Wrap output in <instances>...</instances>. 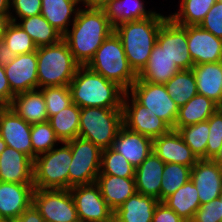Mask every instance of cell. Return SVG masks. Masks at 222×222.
Instances as JSON below:
<instances>
[{
    "mask_svg": "<svg viewBox=\"0 0 222 222\" xmlns=\"http://www.w3.org/2000/svg\"><path fill=\"white\" fill-rule=\"evenodd\" d=\"M114 32V26L103 8L81 5L71 28L63 35L75 61L86 66L103 41Z\"/></svg>",
    "mask_w": 222,
    "mask_h": 222,
    "instance_id": "cell-1",
    "label": "cell"
},
{
    "mask_svg": "<svg viewBox=\"0 0 222 222\" xmlns=\"http://www.w3.org/2000/svg\"><path fill=\"white\" fill-rule=\"evenodd\" d=\"M168 18V15L155 12L145 19L124 22L114 27V32L122 42L129 66L137 76L146 67L157 43L158 31Z\"/></svg>",
    "mask_w": 222,
    "mask_h": 222,
    "instance_id": "cell-2",
    "label": "cell"
},
{
    "mask_svg": "<svg viewBox=\"0 0 222 222\" xmlns=\"http://www.w3.org/2000/svg\"><path fill=\"white\" fill-rule=\"evenodd\" d=\"M73 103L79 108H122L125 90L87 66H79L69 84Z\"/></svg>",
    "mask_w": 222,
    "mask_h": 222,
    "instance_id": "cell-3",
    "label": "cell"
},
{
    "mask_svg": "<svg viewBox=\"0 0 222 222\" xmlns=\"http://www.w3.org/2000/svg\"><path fill=\"white\" fill-rule=\"evenodd\" d=\"M36 55L38 89L69 86L80 66L63 39L54 45L37 47Z\"/></svg>",
    "mask_w": 222,
    "mask_h": 222,
    "instance_id": "cell-4",
    "label": "cell"
},
{
    "mask_svg": "<svg viewBox=\"0 0 222 222\" xmlns=\"http://www.w3.org/2000/svg\"><path fill=\"white\" fill-rule=\"evenodd\" d=\"M86 66L117 83L126 92L137 80V75L129 66L122 42L115 32L103 41Z\"/></svg>",
    "mask_w": 222,
    "mask_h": 222,
    "instance_id": "cell-5",
    "label": "cell"
},
{
    "mask_svg": "<svg viewBox=\"0 0 222 222\" xmlns=\"http://www.w3.org/2000/svg\"><path fill=\"white\" fill-rule=\"evenodd\" d=\"M123 126L122 108H80L78 136L101 149L109 148Z\"/></svg>",
    "mask_w": 222,
    "mask_h": 222,
    "instance_id": "cell-6",
    "label": "cell"
},
{
    "mask_svg": "<svg viewBox=\"0 0 222 222\" xmlns=\"http://www.w3.org/2000/svg\"><path fill=\"white\" fill-rule=\"evenodd\" d=\"M63 145V146H62ZM38 155L33 166V186L38 189H68L71 149L66 142Z\"/></svg>",
    "mask_w": 222,
    "mask_h": 222,
    "instance_id": "cell-7",
    "label": "cell"
},
{
    "mask_svg": "<svg viewBox=\"0 0 222 222\" xmlns=\"http://www.w3.org/2000/svg\"><path fill=\"white\" fill-rule=\"evenodd\" d=\"M66 143L70 146L72 155L68 172V189L94 183L100 173L102 149L79 136Z\"/></svg>",
    "mask_w": 222,
    "mask_h": 222,
    "instance_id": "cell-8",
    "label": "cell"
},
{
    "mask_svg": "<svg viewBox=\"0 0 222 222\" xmlns=\"http://www.w3.org/2000/svg\"><path fill=\"white\" fill-rule=\"evenodd\" d=\"M32 204L45 222H80L69 189L34 188Z\"/></svg>",
    "mask_w": 222,
    "mask_h": 222,
    "instance_id": "cell-9",
    "label": "cell"
},
{
    "mask_svg": "<svg viewBox=\"0 0 222 222\" xmlns=\"http://www.w3.org/2000/svg\"><path fill=\"white\" fill-rule=\"evenodd\" d=\"M128 92L145 106L148 112H153L172 129L175 127L179 107L168 95L164 84L142 81L137 77Z\"/></svg>",
    "mask_w": 222,
    "mask_h": 222,
    "instance_id": "cell-10",
    "label": "cell"
},
{
    "mask_svg": "<svg viewBox=\"0 0 222 222\" xmlns=\"http://www.w3.org/2000/svg\"><path fill=\"white\" fill-rule=\"evenodd\" d=\"M123 126L152 140L168 133L172 128L153 112L141 105L128 91L122 103Z\"/></svg>",
    "mask_w": 222,
    "mask_h": 222,
    "instance_id": "cell-11",
    "label": "cell"
},
{
    "mask_svg": "<svg viewBox=\"0 0 222 222\" xmlns=\"http://www.w3.org/2000/svg\"><path fill=\"white\" fill-rule=\"evenodd\" d=\"M69 190L80 222H113L114 212L107 205L95 182L73 186Z\"/></svg>",
    "mask_w": 222,
    "mask_h": 222,
    "instance_id": "cell-12",
    "label": "cell"
},
{
    "mask_svg": "<svg viewBox=\"0 0 222 222\" xmlns=\"http://www.w3.org/2000/svg\"><path fill=\"white\" fill-rule=\"evenodd\" d=\"M31 126L10 106L0 109V136L6 146L20 151L33 160Z\"/></svg>",
    "mask_w": 222,
    "mask_h": 222,
    "instance_id": "cell-13",
    "label": "cell"
},
{
    "mask_svg": "<svg viewBox=\"0 0 222 222\" xmlns=\"http://www.w3.org/2000/svg\"><path fill=\"white\" fill-rule=\"evenodd\" d=\"M157 43L182 69H192L193 60L188 50L187 26H180L168 18L158 31Z\"/></svg>",
    "mask_w": 222,
    "mask_h": 222,
    "instance_id": "cell-14",
    "label": "cell"
},
{
    "mask_svg": "<svg viewBox=\"0 0 222 222\" xmlns=\"http://www.w3.org/2000/svg\"><path fill=\"white\" fill-rule=\"evenodd\" d=\"M187 42L194 65L222 61V39L199 25L187 26Z\"/></svg>",
    "mask_w": 222,
    "mask_h": 222,
    "instance_id": "cell-15",
    "label": "cell"
},
{
    "mask_svg": "<svg viewBox=\"0 0 222 222\" xmlns=\"http://www.w3.org/2000/svg\"><path fill=\"white\" fill-rule=\"evenodd\" d=\"M201 205L218 199L222 192V167L212 159H199L191 168Z\"/></svg>",
    "mask_w": 222,
    "mask_h": 222,
    "instance_id": "cell-16",
    "label": "cell"
},
{
    "mask_svg": "<svg viewBox=\"0 0 222 222\" xmlns=\"http://www.w3.org/2000/svg\"><path fill=\"white\" fill-rule=\"evenodd\" d=\"M4 69L11 91L15 95L38 89L36 51L16 55Z\"/></svg>",
    "mask_w": 222,
    "mask_h": 222,
    "instance_id": "cell-17",
    "label": "cell"
},
{
    "mask_svg": "<svg viewBox=\"0 0 222 222\" xmlns=\"http://www.w3.org/2000/svg\"><path fill=\"white\" fill-rule=\"evenodd\" d=\"M152 150L165 164L176 163L192 168L199 160L174 129L153 139Z\"/></svg>",
    "mask_w": 222,
    "mask_h": 222,
    "instance_id": "cell-18",
    "label": "cell"
},
{
    "mask_svg": "<svg viewBox=\"0 0 222 222\" xmlns=\"http://www.w3.org/2000/svg\"><path fill=\"white\" fill-rule=\"evenodd\" d=\"M33 184L0 181V217L4 222L16 220L31 204Z\"/></svg>",
    "mask_w": 222,
    "mask_h": 222,
    "instance_id": "cell-19",
    "label": "cell"
},
{
    "mask_svg": "<svg viewBox=\"0 0 222 222\" xmlns=\"http://www.w3.org/2000/svg\"><path fill=\"white\" fill-rule=\"evenodd\" d=\"M33 166L27 155L6 146L0 153V181L33 184Z\"/></svg>",
    "mask_w": 222,
    "mask_h": 222,
    "instance_id": "cell-20",
    "label": "cell"
},
{
    "mask_svg": "<svg viewBox=\"0 0 222 222\" xmlns=\"http://www.w3.org/2000/svg\"><path fill=\"white\" fill-rule=\"evenodd\" d=\"M153 140L122 126L111 148L122 154L135 168L152 152Z\"/></svg>",
    "mask_w": 222,
    "mask_h": 222,
    "instance_id": "cell-21",
    "label": "cell"
},
{
    "mask_svg": "<svg viewBox=\"0 0 222 222\" xmlns=\"http://www.w3.org/2000/svg\"><path fill=\"white\" fill-rule=\"evenodd\" d=\"M165 163L153 152L135 168L136 192L160 201V187Z\"/></svg>",
    "mask_w": 222,
    "mask_h": 222,
    "instance_id": "cell-22",
    "label": "cell"
},
{
    "mask_svg": "<svg viewBox=\"0 0 222 222\" xmlns=\"http://www.w3.org/2000/svg\"><path fill=\"white\" fill-rule=\"evenodd\" d=\"M95 183L109 208L115 212L134 193V178H123L113 175H98Z\"/></svg>",
    "mask_w": 222,
    "mask_h": 222,
    "instance_id": "cell-23",
    "label": "cell"
},
{
    "mask_svg": "<svg viewBox=\"0 0 222 222\" xmlns=\"http://www.w3.org/2000/svg\"><path fill=\"white\" fill-rule=\"evenodd\" d=\"M160 201L154 197L134 193L113 214L114 222H152Z\"/></svg>",
    "mask_w": 222,
    "mask_h": 222,
    "instance_id": "cell-24",
    "label": "cell"
},
{
    "mask_svg": "<svg viewBox=\"0 0 222 222\" xmlns=\"http://www.w3.org/2000/svg\"><path fill=\"white\" fill-rule=\"evenodd\" d=\"M198 94L222 107V61L194 65Z\"/></svg>",
    "mask_w": 222,
    "mask_h": 222,
    "instance_id": "cell-25",
    "label": "cell"
},
{
    "mask_svg": "<svg viewBox=\"0 0 222 222\" xmlns=\"http://www.w3.org/2000/svg\"><path fill=\"white\" fill-rule=\"evenodd\" d=\"M41 4V15L62 35L73 24L82 5L81 0H41Z\"/></svg>",
    "mask_w": 222,
    "mask_h": 222,
    "instance_id": "cell-26",
    "label": "cell"
},
{
    "mask_svg": "<svg viewBox=\"0 0 222 222\" xmlns=\"http://www.w3.org/2000/svg\"><path fill=\"white\" fill-rule=\"evenodd\" d=\"M180 70L177 64L166 54L164 49L156 43L146 67L137 77L142 81L165 84Z\"/></svg>",
    "mask_w": 222,
    "mask_h": 222,
    "instance_id": "cell-27",
    "label": "cell"
},
{
    "mask_svg": "<svg viewBox=\"0 0 222 222\" xmlns=\"http://www.w3.org/2000/svg\"><path fill=\"white\" fill-rule=\"evenodd\" d=\"M10 107L27 123H42L49 120L45 100L40 89L16 94Z\"/></svg>",
    "mask_w": 222,
    "mask_h": 222,
    "instance_id": "cell-28",
    "label": "cell"
},
{
    "mask_svg": "<svg viewBox=\"0 0 222 222\" xmlns=\"http://www.w3.org/2000/svg\"><path fill=\"white\" fill-rule=\"evenodd\" d=\"M103 10L114 27L124 22L145 19L156 12L146 10L144 0H111Z\"/></svg>",
    "mask_w": 222,
    "mask_h": 222,
    "instance_id": "cell-29",
    "label": "cell"
},
{
    "mask_svg": "<svg viewBox=\"0 0 222 222\" xmlns=\"http://www.w3.org/2000/svg\"><path fill=\"white\" fill-rule=\"evenodd\" d=\"M218 108L211 99L197 93L185 105L179 107L173 129L178 131L181 127L207 121Z\"/></svg>",
    "mask_w": 222,
    "mask_h": 222,
    "instance_id": "cell-30",
    "label": "cell"
},
{
    "mask_svg": "<svg viewBox=\"0 0 222 222\" xmlns=\"http://www.w3.org/2000/svg\"><path fill=\"white\" fill-rule=\"evenodd\" d=\"M162 203L186 222L192 220L194 213L201 205L198 191L191 179L176 192L164 199Z\"/></svg>",
    "mask_w": 222,
    "mask_h": 222,
    "instance_id": "cell-31",
    "label": "cell"
},
{
    "mask_svg": "<svg viewBox=\"0 0 222 222\" xmlns=\"http://www.w3.org/2000/svg\"><path fill=\"white\" fill-rule=\"evenodd\" d=\"M16 23L26 31L37 47L54 45L63 39V35L41 14L18 19Z\"/></svg>",
    "mask_w": 222,
    "mask_h": 222,
    "instance_id": "cell-32",
    "label": "cell"
},
{
    "mask_svg": "<svg viewBox=\"0 0 222 222\" xmlns=\"http://www.w3.org/2000/svg\"><path fill=\"white\" fill-rule=\"evenodd\" d=\"M51 128L61 142L78 137L80 126V108L72 103L48 120Z\"/></svg>",
    "mask_w": 222,
    "mask_h": 222,
    "instance_id": "cell-33",
    "label": "cell"
},
{
    "mask_svg": "<svg viewBox=\"0 0 222 222\" xmlns=\"http://www.w3.org/2000/svg\"><path fill=\"white\" fill-rule=\"evenodd\" d=\"M164 86L178 107L185 105L198 93L196 78L192 69L178 71Z\"/></svg>",
    "mask_w": 222,
    "mask_h": 222,
    "instance_id": "cell-34",
    "label": "cell"
},
{
    "mask_svg": "<svg viewBox=\"0 0 222 222\" xmlns=\"http://www.w3.org/2000/svg\"><path fill=\"white\" fill-rule=\"evenodd\" d=\"M218 0H181L178 11L169 18L180 26L199 25Z\"/></svg>",
    "mask_w": 222,
    "mask_h": 222,
    "instance_id": "cell-35",
    "label": "cell"
},
{
    "mask_svg": "<svg viewBox=\"0 0 222 222\" xmlns=\"http://www.w3.org/2000/svg\"><path fill=\"white\" fill-rule=\"evenodd\" d=\"M162 176L160 202L176 192L191 179V168L181 164L166 163Z\"/></svg>",
    "mask_w": 222,
    "mask_h": 222,
    "instance_id": "cell-36",
    "label": "cell"
},
{
    "mask_svg": "<svg viewBox=\"0 0 222 222\" xmlns=\"http://www.w3.org/2000/svg\"><path fill=\"white\" fill-rule=\"evenodd\" d=\"M99 175L134 178L135 167L122 154L109 147L102 149Z\"/></svg>",
    "mask_w": 222,
    "mask_h": 222,
    "instance_id": "cell-37",
    "label": "cell"
},
{
    "mask_svg": "<svg viewBox=\"0 0 222 222\" xmlns=\"http://www.w3.org/2000/svg\"><path fill=\"white\" fill-rule=\"evenodd\" d=\"M178 132L198 159H206V148L209 136L208 121L181 127Z\"/></svg>",
    "mask_w": 222,
    "mask_h": 222,
    "instance_id": "cell-38",
    "label": "cell"
},
{
    "mask_svg": "<svg viewBox=\"0 0 222 222\" xmlns=\"http://www.w3.org/2000/svg\"><path fill=\"white\" fill-rule=\"evenodd\" d=\"M30 137L33 147V161L38 155L50 151L58 144H62L48 121L32 124Z\"/></svg>",
    "mask_w": 222,
    "mask_h": 222,
    "instance_id": "cell-39",
    "label": "cell"
},
{
    "mask_svg": "<svg viewBox=\"0 0 222 222\" xmlns=\"http://www.w3.org/2000/svg\"><path fill=\"white\" fill-rule=\"evenodd\" d=\"M2 41L16 55L28 54L37 50L32 38L16 22L8 25Z\"/></svg>",
    "mask_w": 222,
    "mask_h": 222,
    "instance_id": "cell-40",
    "label": "cell"
},
{
    "mask_svg": "<svg viewBox=\"0 0 222 222\" xmlns=\"http://www.w3.org/2000/svg\"><path fill=\"white\" fill-rule=\"evenodd\" d=\"M40 90L49 118L73 103L69 86L44 87Z\"/></svg>",
    "mask_w": 222,
    "mask_h": 222,
    "instance_id": "cell-41",
    "label": "cell"
},
{
    "mask_svg": "<svg viewBox=\"0 0 222 222\" xmlns=\"http://www.w3.org/2000/svg\"><path fill=\"white\" fill-rule=\"evenodd\" d=\"M209 136L206 159H213L222 147V107H219L208 119Z\"/></svg>",
    "mask_w": 222,
    "mask_h": 222,
    "instance_id": "cell-42",
    "label": "cell"
},
{
    "mask_svg": "<svg viewBox=\"0 0 222 222\" xmlns=\"http://www.w3.org/2000/svg\"><path fill=\"white\" fill-rule=\"evenodd\" d=\"M11 9V21L16 22L18 18L22 19L41 14L42 4L41 0H10Z\"/></svg>",
    "mask_w": 222,
    "mask_h": 222,
    "instance_id": "cell-43",
    "label": "cell"
},
{
    "mask_svg": "<svg viewBox=\"0 0 222 222\" xmlns=\"http://www.w3.org/2000/svg\"><path fill=\"white\" fill-rule=\"evenodd\" d=\"M199 26L222 39V1L213 4Z\"/></svg>",
    "mask_w": 222,
    "mask_h": 222,
    "instance_id": "cell-44",
    "label": "cell"
},
{
    "mask_svg": "<svg viewBox=\"0 0 222 222\" xmlns=\"http://www.w3.org/2000/svg\"><path fill=\"white\" fill-rule=\"evenodd\" d=\"M190 222H221V200L200 205Z\"/></svg>",
    "mask_w": 222,
    "mask_h": 222,
    "instance_id": "cell-45",
    "label": "cell"
},
{
    "mask_svg": "<svg viewBox=\"0 0 222 222\" xmlns=\"http://www.w3.org/2000/svg\"><path fill=\"white\" fill-rule=\"evenodd\" d=\"M152 222H186L172 209L159 202L154 210Z\"/></svg>",
    "mask_w": 222,
    "mask_h": 222,
    "instance_id": "cell-46",
    "label": "cell"
},
{
    "mask_svg": "<svg viewBox=\"0 0 222 222\" xmlns=\"http://www.w3.org/2000/svg\"><path fill=\"white\" fill-rule=\"evenodd\" d=\"M15 94L11 91L4 66H0V104L10 106Z\"/></svg>",
    "mask_w": 222,
    "mask_h": 222,
    "instance_id": "cell-47",
    "label": "cell"
},
{
    "mask_svg": "<svg viewBox=\"0 0 222 222\" xmlns=\"http://www.w3.org/2000/svg\"><path fill=\"white\" fill-rule=\"evenodd\" d=\"M9 222H45L39 211L31 204L16 220Z\"/></svg>",
    "mask_w": 222,
    "mask_h": 222,
    "instance_id": "cell-48",
    "label": "cell"
},
{
    "mask_svg": "<svg viewBox=\"0 0 222 222\" xmlns=\"http://www.w3.org/2000/svg\"><path fill=\"white\" fill-rule=\"evenodd\" d=\"M16 57V54L13 53L9 47L3 42L0 41V66H6L9 63H11L14 58Z\"/></svg>",
    "mask_w": 222,
    "mask_h": 222,
    "instance_id": "cell-49",
    "label": "cell"
},
{
    "mask_svg": "<svg viewBox=\"0 0 222 222\" xmlns=\"http://www.w3.org/2000/svg\"><path fill=\"white\" fill-rule=\"evenodd\" d=\"M111 0H81V4L89 8H103Z\"/></svg>",
    "mask_w": 222,
    "mask_h": 222,
    "instance_id": "cell-50",
    "label": "cell"
},
{
    "mask_svg": "<svg viewBox=\"0 0 222 222\" xmlns=\"http://www.w3.org/2000/svg\"><path fill=\"white\" fill-rule=\"evenodd\" d=\"M11 22L10 14H0V41L3 39V35Z\"/></svg>",
    "mask_w": 222,
    "mask_h": 222,
    "instance_id": "cell-51",
    "label": "cell"
},
{
    "mask_svg": "<svg viewBox=\"0 0 222 222\" xmlns=\"http://www.w3.org/2000/svg\"><path fill=\"white\" fill-rule=\"evenodd\" d=\"M10 0H0V14H10Z\"/></svg>",
    "mask_w": 222,
    "mask_h": 222,
    "instance_id": "cell-52",
    "label": "cell"
},
{
    "mask_svg": "<svg viewBox=\"0 0 222 222\" xmlns=\"http://www.w3.org/2000/svg\"><path fill=\"white\" fill-rule=\"evenodd\" d=\"M212 160L222 167V147Z\"/></svg>",
    "mask_w": 222,
    "mask_h": 222,
    "instance_id": "cell-53",
    "label": "cell"
},
{
    "mask_svg": "<svg viewBox=\"0 0 222 222\" xmlns=\"http://www.w3.org/2000/svg\"><path fill=\"white\" fill-rule=\"evenodd\" d=\"M6 148L5 141L0 136V153Z\"/></svg>",
    "mask_w": 222,
    "mask_h": 222,
    "instance_id": "cell-54",
    "label": "cell"
},
{
    "mask_svg": "<svg viewBox=\"0 0 222 222\" xmlns=\"http://www.w3.org/2000/svg\"><path fill=\"white\" fill-rule=\"evenodd\" d=\"M219 199L221 200V222H222V192L219 196Z\"/></svg>",
    "mask_w": 222,
    "mask_h": 222,
    "instance_id": "cell-55",
    "label": "cell"
}]
</instances>
